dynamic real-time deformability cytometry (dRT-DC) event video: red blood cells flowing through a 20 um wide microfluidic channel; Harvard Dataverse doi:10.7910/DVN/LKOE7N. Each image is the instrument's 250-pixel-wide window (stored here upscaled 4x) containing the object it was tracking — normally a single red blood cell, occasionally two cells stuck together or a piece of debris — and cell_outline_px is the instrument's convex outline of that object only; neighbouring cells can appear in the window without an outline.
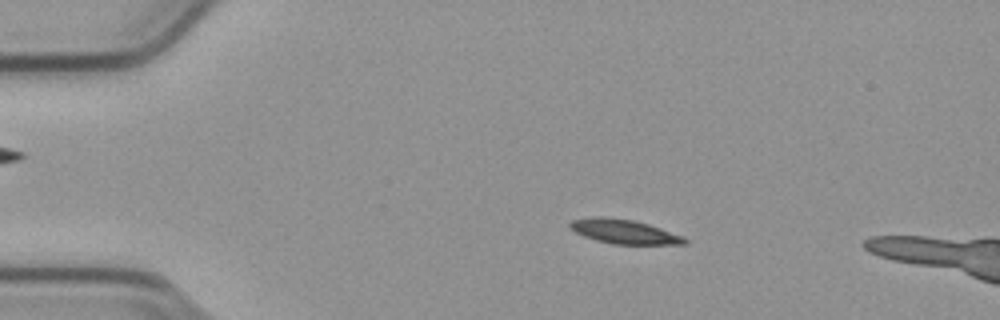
{"species": "common noctule bat (a hibernating species)", "species_latin": "Nyctalus noctula", "temperature_condition": "cold", "stored_images_in_passage": 15, "camera_frame_rate_fps": 3000, "um_per_image_px": 0.085, "animal": {"sex": "male", "body_mass_g": 23.1, "forearm_length_mm": 52.7}, "frame": {"image": 1, "passage_image": 11, "time_ms": 3.333, "image_size_px": [1000, 320], "cell_outline_px": [[688, 244], [612, 244], [596, 240], [584, 236], [576, 232], [568, 224], [572, 220], [592, 216], [604, 216], [632, 220], [648, 224], [684, 236], [688, 240]], "centroid_in_image_um": [53.06, 19.68], "position_along_channel_um": 31.9, "area_um2": 16.18}}